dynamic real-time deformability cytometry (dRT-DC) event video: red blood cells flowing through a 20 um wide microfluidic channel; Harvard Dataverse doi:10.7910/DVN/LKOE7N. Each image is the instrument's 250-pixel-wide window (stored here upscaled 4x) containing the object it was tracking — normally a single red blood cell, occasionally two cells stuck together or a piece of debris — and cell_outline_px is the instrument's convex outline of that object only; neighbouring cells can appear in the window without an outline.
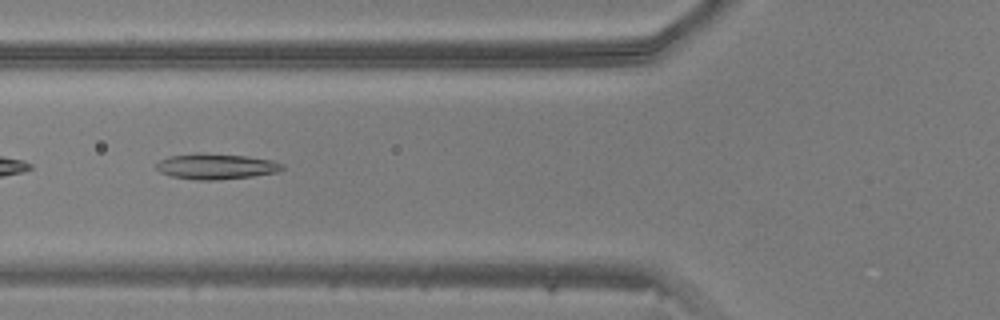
{"species": "common noctule bat (a hibernating species)", "species_latin": "Nyctalus noctula", "temperature_condition": "warm", "stored_images_in_passage": 34, "camera_frame_rate_fps": 3000, "um_per_image_px": 0.085, "animal": {"sex": "male", "body_mass_g": 20.5, "forearm_length_mm": 52.5}, "frame": {"image": 1, "passage_image": 4, "time_ms": 1.0, "image_size_px": [1000, 320], "cell_outline_px": [[284, 168], [276, 172], [252, 176], [216, 180], [196, 180], [172, 176], [160, 172], [156, 168], [156, 164], [160, 160], [168, 156], [196, 152], [200, 152], [248, 156], [272, 160], [284, 164]], "centroid_in_image_um": [18.34, 14.13], "position_along_channel_um": 107.5, "area_um2": 18.96}}
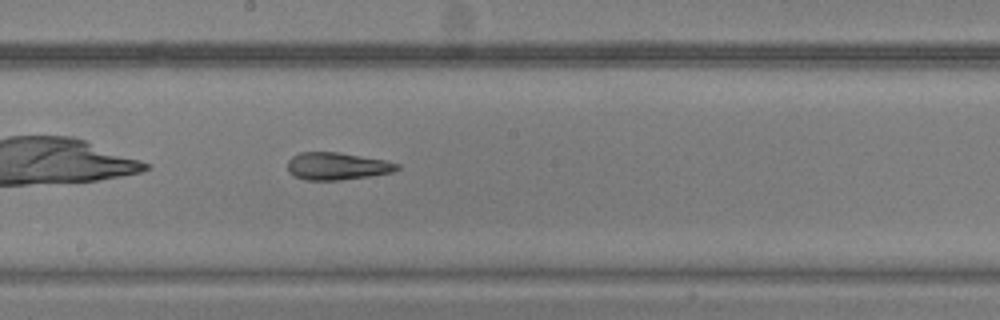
{"frame": {"image": 2, "passage_image": 12, "time_ms": 3.667, "image_size_px": [1000, 320], "cell_outline_px": [[400, 168], [392, 172], [368, 176], [340, 180], [304, 180], [288, 172], [288, 160], [292, 156], [300, 152], [340, 152], [384, 160], [400, 164]], "centroid_in_image_um": [28.63, 14.12], "position_along_channel_um": 219.6, "area_um2": 17.46}}
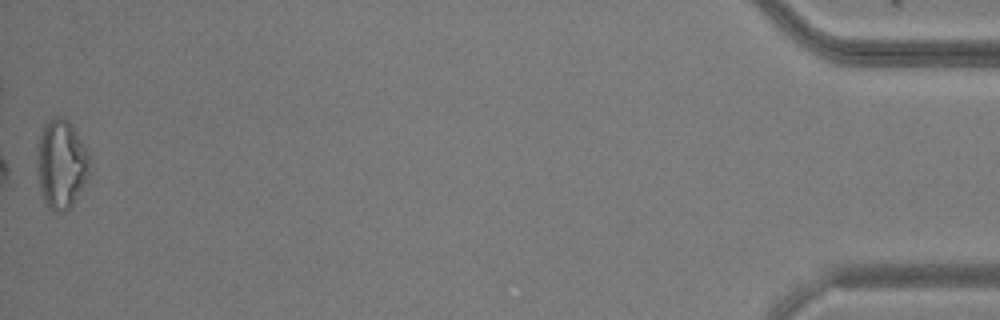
{"frame": {"image": 3, "passage_image": 34, "time_ms": 11.0, "image_size_px": [1000, 320], "cell_outline_px": [[92, 168], [88, 180], [72, 204], [64, 212], [52, 212], [48, 208], [44, 200], [40, 188], [36, 168], [36, 148], [44, 124], [52, 116], [60, 116], [68, 120], [76, 132], [88, 152], [92, 160]], "centroid_in_image_um": [5.22, 13.95], "position_along_channel_um": 430.0, "area_um2": 27.92}}